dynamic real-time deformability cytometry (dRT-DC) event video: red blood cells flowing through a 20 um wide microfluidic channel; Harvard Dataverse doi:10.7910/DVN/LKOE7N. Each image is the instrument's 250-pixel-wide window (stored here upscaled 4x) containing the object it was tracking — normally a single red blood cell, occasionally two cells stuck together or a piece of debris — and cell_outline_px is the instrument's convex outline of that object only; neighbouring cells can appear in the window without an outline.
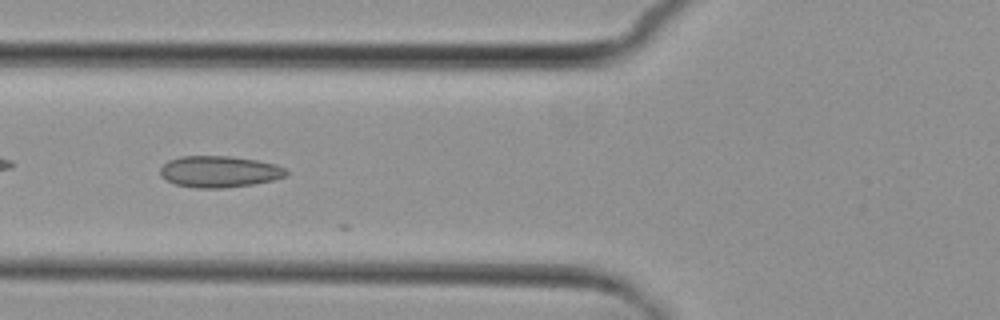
{"species": "common noctule bat (a hibernating species)", "species_latin": "Nyctalus noctula", "temperature_condition": "cold", "stored_images_in_passage": 6, "camera_frame_rate_fps": 3000, "um_per_image_px": 0.085, "animal": {"sex": "female", "body_mass_g": 29.2, "forearm_length_mm": 56.3}, "frame": {"image": 1, "passage_image": 6, "time_ms": 6.0, "image_size_px": [1000, 320], "cell_outline_px": [[288, 176], [272, 180], [252, 184], [224, 188], [196, 188], [176, 184], [160, 176], [160, 168], [168, 160], [180, 156], [228, 156], [256, 160], [276, 164], [284, 168], [288, 172]], "centroid_in_image_um": [18.64, 14.58], "position_along_channel_um": 107.2, "area_um2": 23.06}}